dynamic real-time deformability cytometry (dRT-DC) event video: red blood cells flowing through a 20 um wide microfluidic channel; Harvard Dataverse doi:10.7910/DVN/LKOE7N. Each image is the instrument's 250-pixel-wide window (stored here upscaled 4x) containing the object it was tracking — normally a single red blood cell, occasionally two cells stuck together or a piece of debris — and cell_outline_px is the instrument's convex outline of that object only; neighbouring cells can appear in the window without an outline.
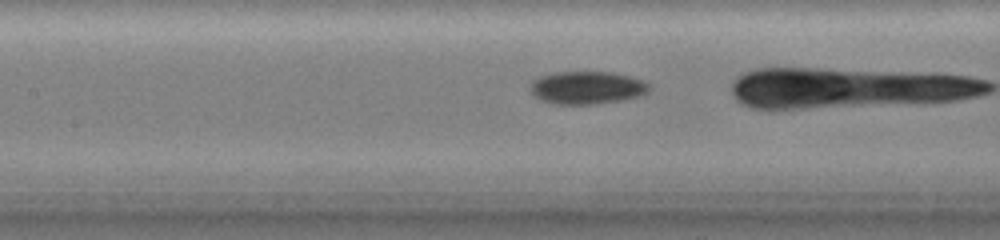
{"species": "common noctule bat (a hibernating species)", "species_latin": "Nyctalus noctula", "temperature_condition": "warm", "stored_images_in_passage": 28, "camera_frame_rate_fps": 3000, "um_per_image_px": 0.085, "animal": {"sex": "female", "body_mass_g": 19.0, "forearm_length_mm": 51.5}, "frame": {"image": 1, "passage_image": 18, "time_ms": 7.333, "image_size_px": [1000, 240], "cell_outline_px": [[648, 88], [644, 92], [632, 96], [616, 100], [592, 104], [560, 104], [544, 100], [536, 96], [532, 92], [532, 84], [536, 80], [544, 76], [560, 72], [612, 72], [640, 80], [648, 84]], "centroid_in_image_um": [49.86, 7.44], "position_along_channel_um": 157.5, "area_um2": 21.39}}
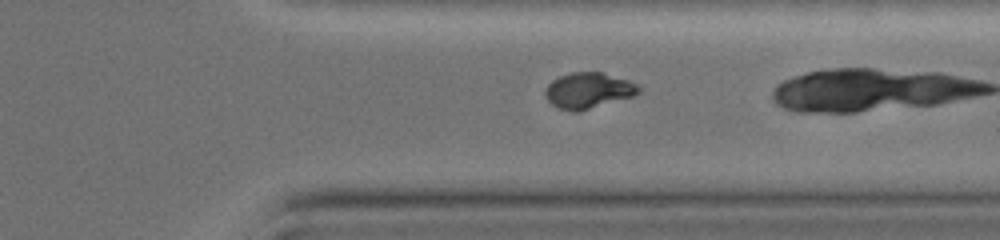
{"frame": {"image": 2, "passage_image": 27, "time_ms": 13.333, "image_size_px": [1000, 240], "cell_outline_px": [[640, 92], [632, 96], [580, 112], [572, 112], [560, 108], [552, 104], [548, 100], [544, 92], [548, 84], [552, 80], [560, 76], [572, 72], [600, 72], [628, 80], [636, 84], [640, 88]], "centroid_in_image_um": [49.99, 7.7], "position_along_channel_um": 361.4, "area_um2": 19.36}}